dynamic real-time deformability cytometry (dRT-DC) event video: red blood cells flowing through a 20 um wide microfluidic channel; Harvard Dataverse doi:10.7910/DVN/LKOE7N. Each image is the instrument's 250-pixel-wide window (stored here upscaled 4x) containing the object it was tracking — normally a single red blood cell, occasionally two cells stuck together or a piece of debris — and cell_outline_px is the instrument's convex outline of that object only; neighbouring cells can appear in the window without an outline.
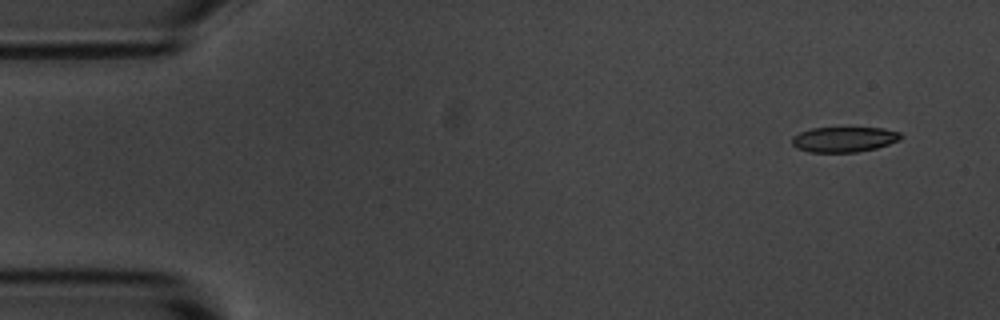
{"species": "common noctule bat (a hibernating species)", "species_latin": "Nyctalus noctula", "temperature_condition": "room temperature", "stored_images_in_passage": 6, "camera_frame_rate_fps": 3000, "um_per_image_px": 0.085, "animal": {"sex": "male", "body_mass_g": 20.1, "forearm_length_mm": 53.5}, "frame": {"image": 1, "passage_image": 1, "time_ms": 0.0, "image_size_px": [1000, 320], "cell_outline_px": [[904, 136], [900, 140], [876, 148], [856, 152], [808, 152], [796, 148], [792, 144], [792, 136], [800, 132], [812, 128], [884, 128], [900, 132]], "centroid_in_image_um": [71.75, 11.85], "position_along_channel_um": 13.3, "area_um2": 16.07}}
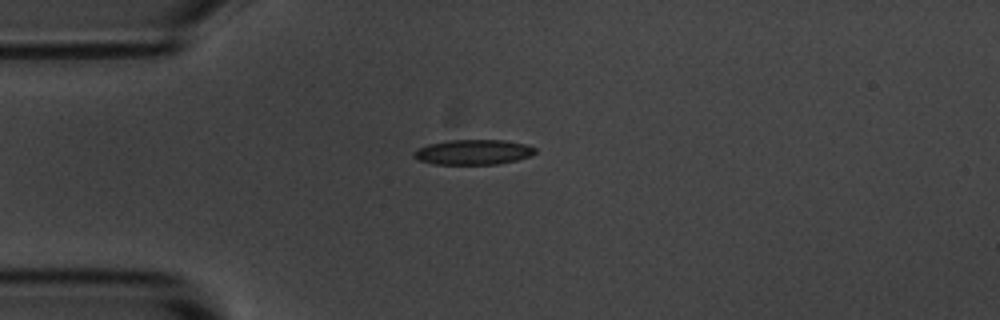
{"frame": {"image": 2, "passage_image": 4, "time_ms": 3.333, "image_size_px": [1000, 320], "cell_outline_px": [[536, 152], [528, 156], [516, 160], [496, 164], [432, 164], [420, 160], [412, 156], [412, 152], [416, 148], [428, 144], [444, 140], [504, 140], [528, 144], [536, 148]], "centroid_in_image_um": [40.18, 12.92], "position_along_channel_um": 44.8, "area_um2": 17.86}}